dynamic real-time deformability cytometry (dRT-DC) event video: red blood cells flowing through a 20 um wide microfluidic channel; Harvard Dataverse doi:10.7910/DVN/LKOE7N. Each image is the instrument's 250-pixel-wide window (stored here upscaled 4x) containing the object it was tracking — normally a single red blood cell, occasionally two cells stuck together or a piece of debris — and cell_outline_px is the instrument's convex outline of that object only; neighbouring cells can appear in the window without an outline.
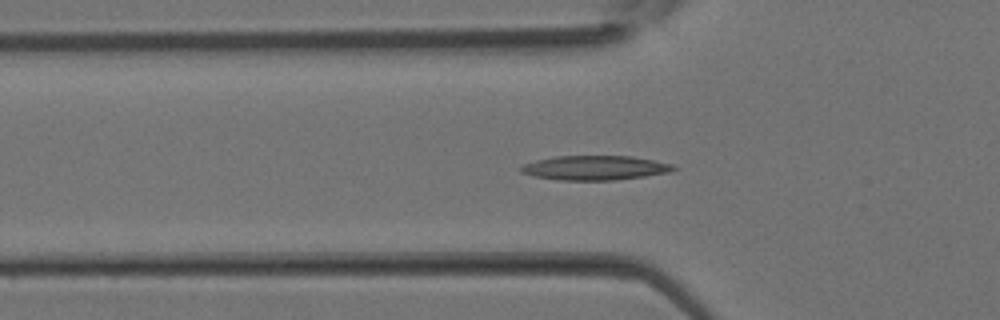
{"species": "Egyptian fruit bat (a non-hibernating species)", "species_latin": "Rousettus aegyptiacus", "temperature_condition": "room temperature", "stored_images_in_passage": 37, "camera_frame_rate_fps": 3000, "um_per_image_px": 0.085, "animal": {"sex": "female"}, "frame": {"image": 1, "passage_image": 12, "time_ms": 3.667, "image_size_px": [1000, 320], "cell_outline_px": [[676, 168], [668, 172], [644, 176], [616, 180], [560, 180], [536, 176], [520, 172], [520, 168], [524, 164], [536, 160], [556, 156], [632, 156], [672, 164]], "centroid_in_image_um": [50.55, 14.26], "position_along_channel_um": 75.2, "area_um2": 21.44}}
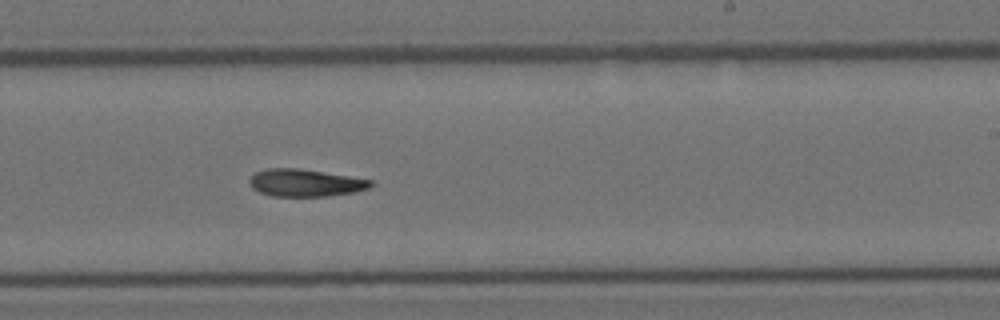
{"frame": {"image": 2, "passage_image": 22, "time_ms": 7.0, "image_size_px": [1000, 320], "cell_outline_px": [[376, 184], [368, 188], [356, 192], [328, 196], [272, 196], [260, 192], [252, 188], [248, 184], [248, 180], [256, 172], [264, 168], [300, 168], [372, 180]], "centroid_in_image_um": [25.94, 15.54], "position_along_channel_um": 263.1, "area_um2": 19.48}}
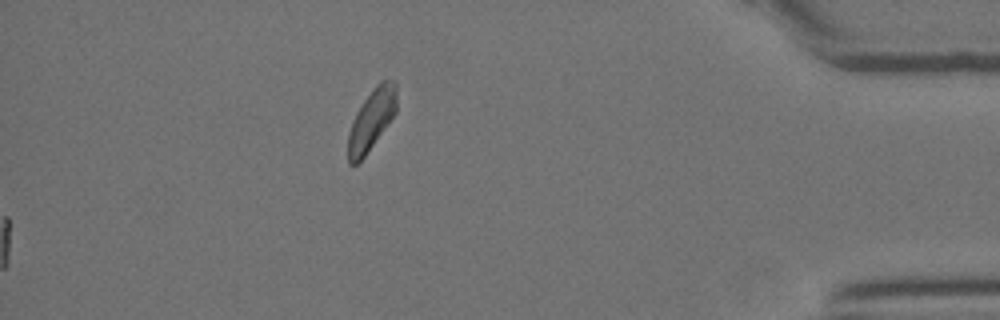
{"frame": {"image": 3, "passage_image": 37, "time_ms": 12.0, "image_size_px": [1000, 320], "cell_outline_px": [[396, 112], [364, 156], [356, 164], [348, 164], [348, 132], [352, 120], [356, 112], [372, 88], [380, 80], [396, 80]], "centroid_in_image_um": [31.57, 10.13], "position_along_channel_um": 403.6, "area_um2": 17.05}}